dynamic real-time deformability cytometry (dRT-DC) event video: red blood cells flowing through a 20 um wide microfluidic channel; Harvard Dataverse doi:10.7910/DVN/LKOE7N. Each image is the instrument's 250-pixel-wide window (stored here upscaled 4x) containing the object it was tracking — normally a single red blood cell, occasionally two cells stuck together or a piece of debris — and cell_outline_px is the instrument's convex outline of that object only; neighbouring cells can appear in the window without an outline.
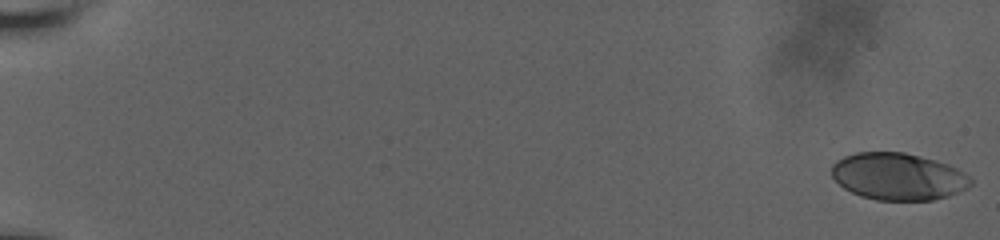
{"species": "human", "species_latin": "Homo sapiens", "temperature_condition": "room temperature", "stored_images_in_passage": 5, "camera_frame_rate_fps": 3000, "um_per_image_px": 0.085, "donor": {"sex": "male"}, "frame": {"image": 1, "passage_image": 1, "time_ms": 0.0, "image_size_px": [1000, 240], "cell_outline_px": [[972, 184], [968, 188], [948, 196], [932, 200], [876, 200], [860, 196], [844, 188], [832, 176], [832, 164], [836, 160], [844, 156], [856, 152], [904, 152], [936, 160], [948, 164], [964, 172], [972, 180]], "centroid_in_image_um": [76.35, 15.0], "position_along_channel_um": 8.7, "area_um2": 38.21}}